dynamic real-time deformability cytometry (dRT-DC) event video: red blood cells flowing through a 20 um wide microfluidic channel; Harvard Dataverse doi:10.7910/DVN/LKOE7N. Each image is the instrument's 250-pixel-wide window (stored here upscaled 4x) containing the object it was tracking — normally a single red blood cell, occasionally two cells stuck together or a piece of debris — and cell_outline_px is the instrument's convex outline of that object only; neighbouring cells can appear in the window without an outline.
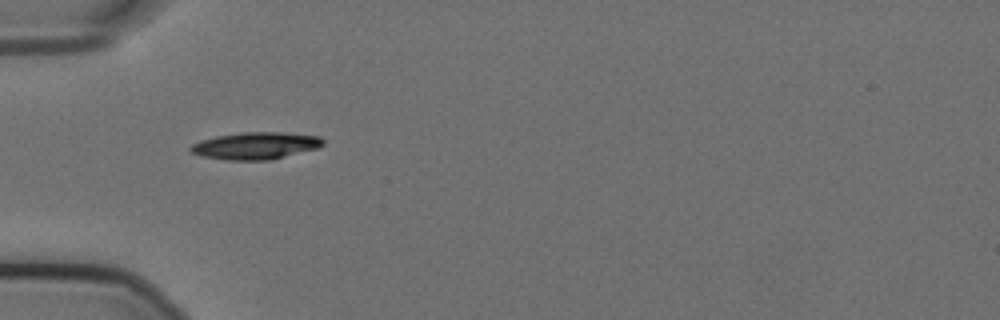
{"species": "Egyptian fruit bat (a non-hibernating species)", "species_latin": "Rousettus aegyptiacus", "temperature_condition": "cold", "stored_images_in_passage": 30, "camera_frame_rate_fps": 3000, "um_per_image_px": 0.085, "animal": {"sex": "female"}, "frame": {"image": 1, "passage_image": 1, "time_ms": 0.0, "image_size_px": [1000, 320], "cell_outline_px": [[324, 144], [320, 148], [272, 160], [228, 160], [204, 156], [192, 152], [188, 148], [192, 144], [200, 140], [216, 136], [240, 132], [280, 132], [320, 136], [324, 140]], "centroid_in_image_um": [21.78, 12.38], "position_along_channel_um": 63.2, "area_um2": 21.1}}
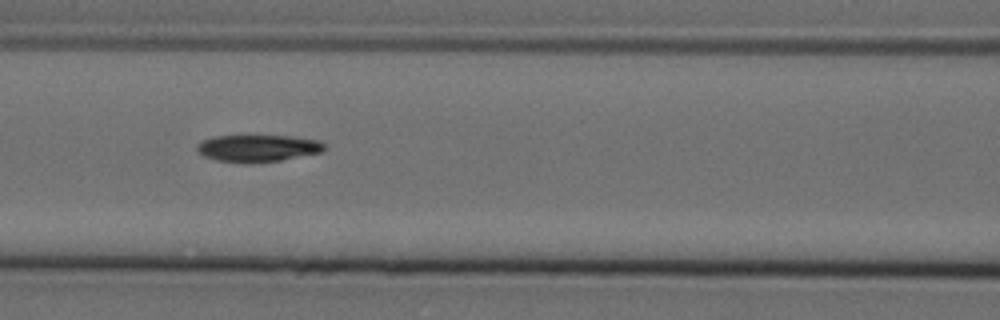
{"frame": {"image": 2, "passage_image": 8, "time_ms": 2.333, "image_size_px": [1000, 320], "cell_outline_px": [[324, 148], [320, 152], [280, 160], [248, 164], [244, 164], [216, 160], [204, 156], [196, 148], [196, 144], [212, 136], [292, 136], [320, 140], [324, 144]], "centroid_in_image_um": [21.88, 12.6], "position_along_channel_um": 144.7, "area_um2": 20.06}}
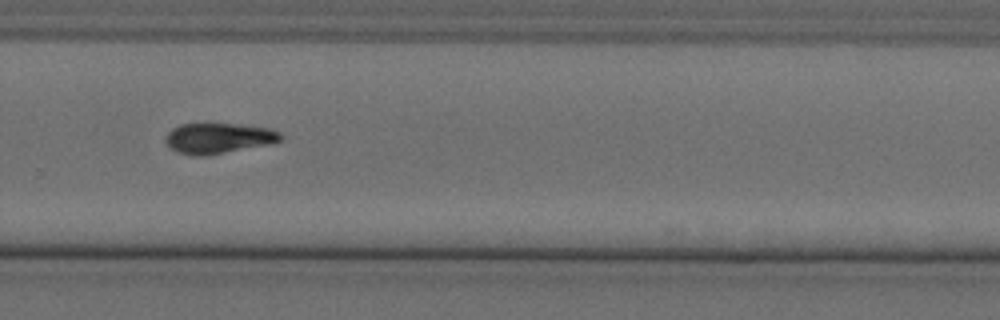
{"frame": {"image": 3, "passage_image": 22, "time_ms": 7.0, "image_size_px": [1000, 320], "cell_outline_px": [[284, 136], [280, 140], [272, 144], [204, 156], [192, 156], [176, 152], [168, 144], [168, 132], [172, 128], [180, 124], [240, 124], [268, 128], [280, 132]], "centroid_in_image_um": [18.62, 11.75], "position_along_channel_um": 311.2, "area_um2": 20.35}, "authors_computed_cell_mechanics": {"area_um2": 20.808, "velocity_mm_per_s": 3.5893, "shape_relaxation_time_tau1_ms": 3.2664, "shape_relaxation_time_tau2_ms": null, "deformation_change_tau1": 0.1186, "deformation_change_tau2": null}}